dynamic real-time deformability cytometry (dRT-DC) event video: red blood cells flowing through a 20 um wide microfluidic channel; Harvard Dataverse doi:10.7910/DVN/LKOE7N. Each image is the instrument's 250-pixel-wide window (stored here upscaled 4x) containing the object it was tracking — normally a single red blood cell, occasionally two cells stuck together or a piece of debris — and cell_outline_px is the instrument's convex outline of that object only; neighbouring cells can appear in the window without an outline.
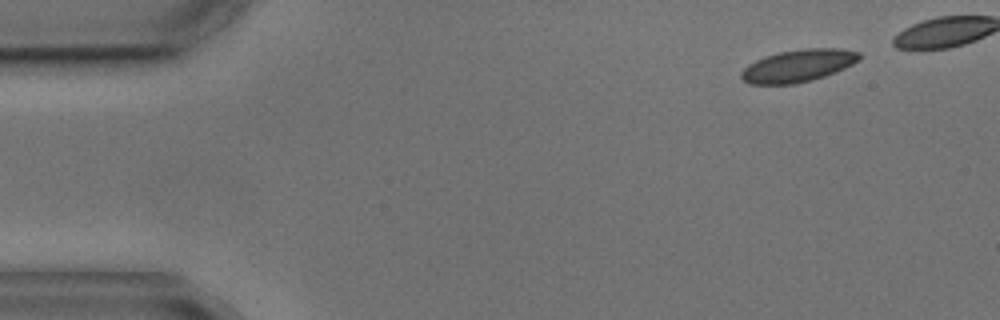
{"species": "common noctule bat (a hibernating species)", "species_latin": "Nyctalus noctula", "temperature_condition": "cold", "stored_images_in_passage": 3, "segment_of_instrument_passage": [2, 2], "camera_frame_rate_fps": 3000, "um_per_image_px": 0.085, "animal": {"sex": "male", "body_mass_g": 17.9, "forearm_length_mm": 54.2}, "frame": {"image": 1, "passage_image": 3, "time_ms": 3.333, "image_size_px": [1000, 320], "cell_outline_px": [[860, 60], [844, 68], [824, 76], [812, 80], [796, 84], [748, 84], [740, 76], [740, 72], [748, 64], [764, 56], [780, 52], [804, 48], [840, 48], [860, 52]], "centroid_in_image_um": [67.83, 5.58], "position_along_channel_um": 17.2, "area_um2": 22.31}}